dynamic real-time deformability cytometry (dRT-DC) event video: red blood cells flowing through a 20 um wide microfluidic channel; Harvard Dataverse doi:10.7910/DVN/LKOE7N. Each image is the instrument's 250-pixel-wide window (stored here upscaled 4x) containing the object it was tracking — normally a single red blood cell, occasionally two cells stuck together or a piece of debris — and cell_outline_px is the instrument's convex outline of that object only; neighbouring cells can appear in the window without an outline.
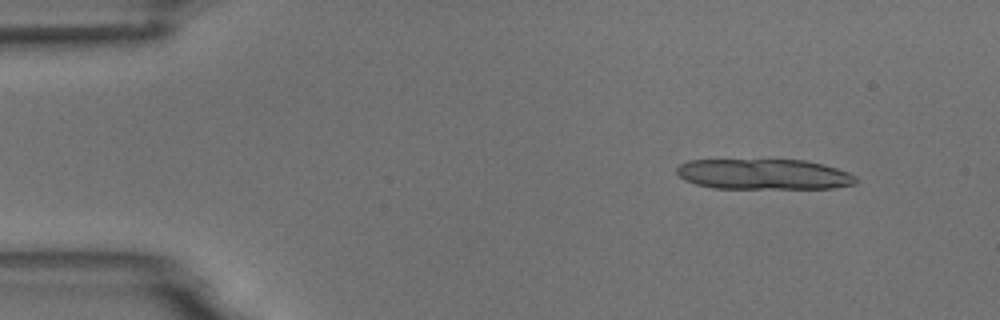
{"species": "common noctule bat (a hibernating species)", "species_latin": "Nyctalus noctula", "temperature_condition": "room temperature", "stored_images_in_passage": 3, "camera_frame_rate_fps": 3000, "um_per_image_px": 0.085, "animal": {"sex": "male", "body_mass_g": 18.8}, "frame": {"image": 1, "passage_image": 1, "time_ms": 0.0, "image_size_px": [1000, 320], "cell_outline_px": [[856, 184], [832, 188], [712, 188], [696, 184], [684, 180], [676, 172], [676, 168], [680, 164], [688, 160], [804, 160], [824, 164], [848, 172], [856, 176]], "centroid_in_image_um": [64.91, 14.81], "position_along_channel_um": 20.1, "area_um2": 31.85}}